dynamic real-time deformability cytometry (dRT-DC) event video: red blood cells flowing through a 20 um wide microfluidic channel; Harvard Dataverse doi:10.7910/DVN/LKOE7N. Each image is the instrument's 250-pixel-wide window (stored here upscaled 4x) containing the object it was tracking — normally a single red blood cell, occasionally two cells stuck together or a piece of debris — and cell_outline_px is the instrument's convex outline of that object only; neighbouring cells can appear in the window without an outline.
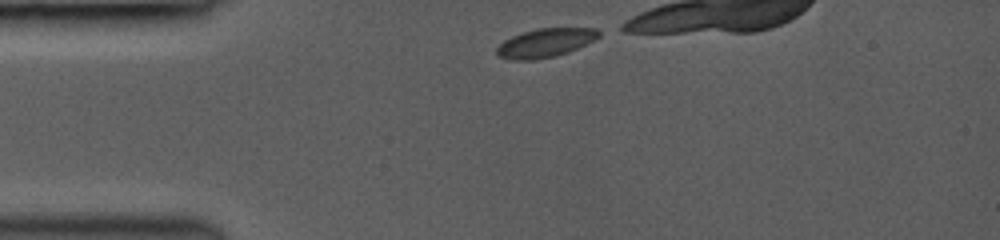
{"species": "common noctule bat (a hibernating species)", "species_latin": "Nyctalus noctula", "temperature_condition": "room temperature", "stored_images_in_passage": 7, "camera_frame_rate_fps": 3000, "um_per_image_px": 0.085, "animal": {"sex": "female", "body_mass_g": 19.0, "forearm_length_mm": 53.3}, "frame": {"image": 1, "passage_image": 1, "time_ms": 0.0, "image_size_px": [1000, 240], "cell_outline_px": [[604, 32], [600, 36], [568, 52], [556, 56], [536, 60], [512, 60], [496, 56], [496, 48], [504, 40], [512, 36], [536, 28], [596, 28]], "centroid_in_image_um": [46.33, 3.64], "position_along_channel_um": 38.7, "area_um2": 17.17}}
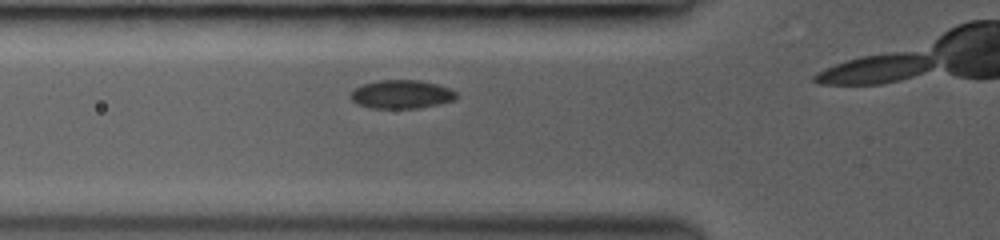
{"frame": {"image": 2, "passage_image": 4, "time_ms": 2.0, "image_size_px": [1000, 240], "cell_outline_px": [[456, 96], [452, 100], [420, 108], [372, 108], [356, 104], [352, 100], [352, 92], [356, 88], [364, 84], [380, 80], [420, 80], [436, 84], [448, 88], [456, 92]], "centroid_in_image_um": [34.11, 8.02], "position_along_channel_um": 91.7, "area_um2": 17.22}}
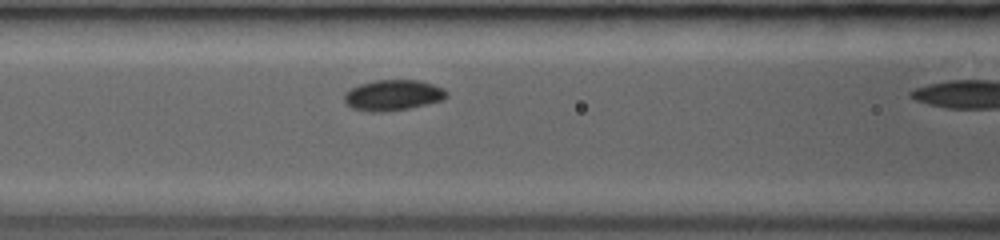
{"frame": {"image": 3, "passage_image": 6, "time_ms": 3.0, "image_size_px": [1000, 240], "cell_outline_px": [[448, 96], [444, 100], [428, 104], [408, 108], [380, 112], [372, 112], [352, 108], [344, 100], [344, 92], [360, 84], [376, 80], [420, 80], [444, 88], [448, 92]], "centroid_in_image_um": [33.44, 8.08], "position_along_channel_um": 133.2, "area_um2": 18.32}}